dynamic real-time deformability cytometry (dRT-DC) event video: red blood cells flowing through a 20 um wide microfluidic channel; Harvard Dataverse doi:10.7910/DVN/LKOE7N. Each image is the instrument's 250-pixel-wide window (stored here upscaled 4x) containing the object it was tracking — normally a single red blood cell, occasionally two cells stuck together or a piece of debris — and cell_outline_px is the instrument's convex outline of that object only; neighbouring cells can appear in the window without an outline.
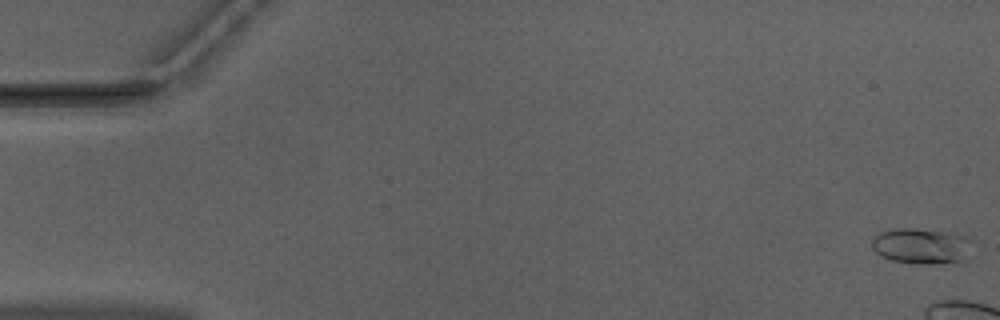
{"species": "Egyptian fruit bat (a non-hibernating species)", "species_latin": "Rousettus aegyptiacus", "temperature_condition": "warm", "stored_images_in_passage": 9, "camera_frame_rate_fps": 3000, "um_per_image_px": 0.085, "animal": {"sex": "male"}, "frame": {"image": 1, "passage_image": 1, "time_ms": 0.0, "image_size_px": [1000, 320], "cell_outline_px": [[968, 240], [964, 260], [960, 264], [916, 264], [892, 260], [880, 256], [872, 248], [872, 240], [880, 232], [892, 228], [916, 228], [944, 232], [968, 236]], "centroid_in_image_um": [78.27, 20.93], "position_along_channel_um": 6.7, "area_um2": 20.87}}